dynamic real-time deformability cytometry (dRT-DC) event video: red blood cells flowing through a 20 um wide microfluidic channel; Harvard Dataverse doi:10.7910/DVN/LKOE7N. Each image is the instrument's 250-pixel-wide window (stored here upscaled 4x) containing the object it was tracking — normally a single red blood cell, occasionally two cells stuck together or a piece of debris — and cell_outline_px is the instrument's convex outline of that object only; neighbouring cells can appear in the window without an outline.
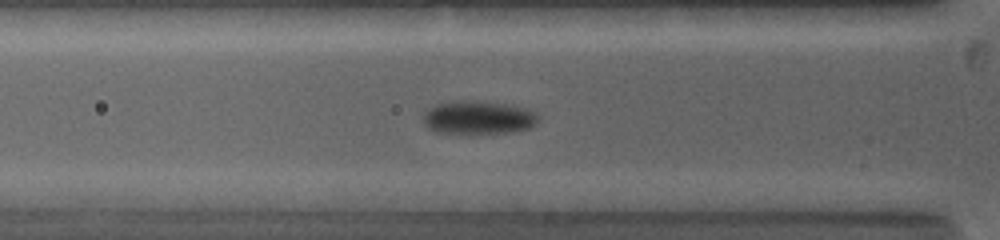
{"species": "common noctule bat (a hibernating species)", "species_latin": "Nyctalus noctula", "temperature_condition": "warm", "stored_images_in_passage": 15, "camera_frame_rate_fps": 5000, "um_per_image_px": 0.085, "animal": {"sex": "female", "body_mass_g": 19.0, "forearm_length_mm": 53.3}, "frame": {"image": 1, "passage_image": 7, "time_ms": 3.0, "image_size_px": [1000, 240], "cell_outline_px": [[540, 116], [536, 124], [528, 128], [512, 132], [436, 132], [428, 128], [424, 124], [424, 112], [428, 108], [436, 104], [452, 100], [476, 100], [512, 104], [528, 108]], "centroid_in_image_um": [40.67, 9.95], "position_along_channel_um": 85.1, "area_um2": 22.48}}
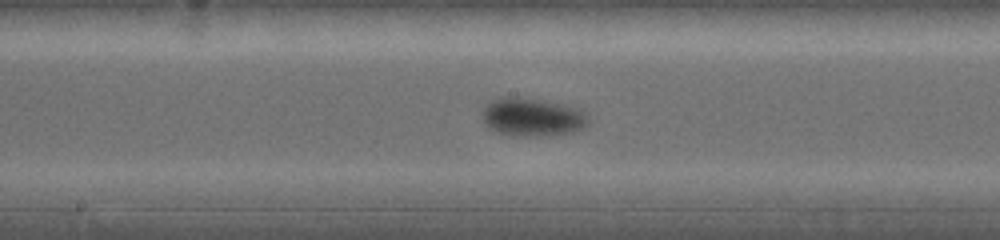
{"frame": {"image": 2, "passage_image": 13, "time_ms": 6.0, "image_size_px": [1000, 240], "cell_outline_px": [[588, 124], [584, 128], [572, 132], [548, 136], [512, 136], [500, 132], [492, 128], [484, 120], [484, 108], [492, 100], [500, 96], [520, 96], [564, 104], [576, 108], [588, 116]], "centroid_in_image_um": [45.28, 9.94], "position_along_channel_um": 202.9, "area_um2": 23.58}}
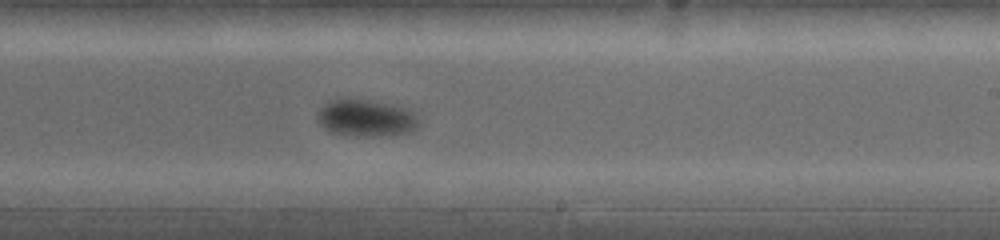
{"frame": {"image": 3, "passage_image": 15, "time_ms": 7.4, "image_size_px": [1000, 240], "cell_outline_px": [[420, 120], [416, 128], [408, 132], [372, 136], [352, 136], [332, 132], [324, 128], [320, 124], [316, 116], [320, 108], [324, 104], [332, 100], [368, 100], [388, 104], [404, 108], [412, 112]], "centroid_in_image_um": [31.08, 10.05], "position_along_channel_um": 257.9, "area_um2": 21.33}}